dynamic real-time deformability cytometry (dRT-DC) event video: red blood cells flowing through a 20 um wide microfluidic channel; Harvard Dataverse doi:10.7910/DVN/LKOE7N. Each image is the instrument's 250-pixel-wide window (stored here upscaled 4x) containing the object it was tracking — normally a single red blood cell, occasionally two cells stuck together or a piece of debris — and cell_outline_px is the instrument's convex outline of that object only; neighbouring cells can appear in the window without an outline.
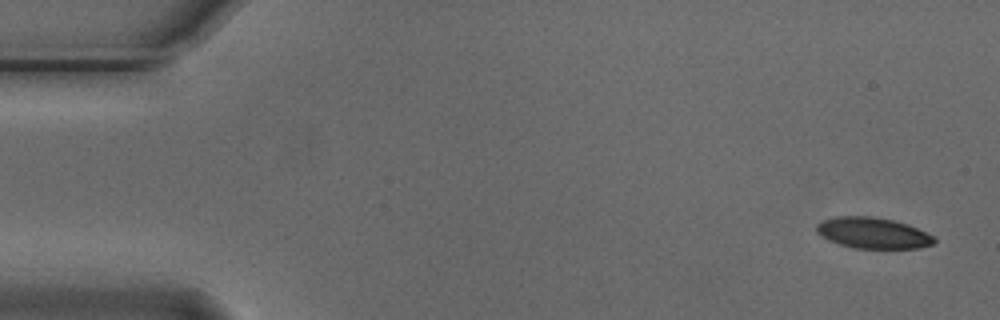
{"species": "Egyptian fruit bat (a non-hibernating species)", "species_latin": "Rousettus aegyptiacus", "temperature_condition": "cold", "stored_images_in_passage": 4, "camera_frame_rate_fps": 3000, "um_per_image_px": 0.085, "animal": {"sex": "male"}, "frame": {"image": 1, "passage_image": 1, "time_ms": 0.0, "image_size_px": [1000, 320], "cell_outline_px": [[936, 240], [932, 244], [920, 248], [852, 248], [828, 240], [820, 236], [816, 232], [816, 224], [824, 220], [836, 216], [872, 216], [892, 220], [908, 224], [936, 236]], "centroid_in_image_um": [74.2, 19.8], "position_along_channel_um": 10.8, "area_um2": 21.39}}
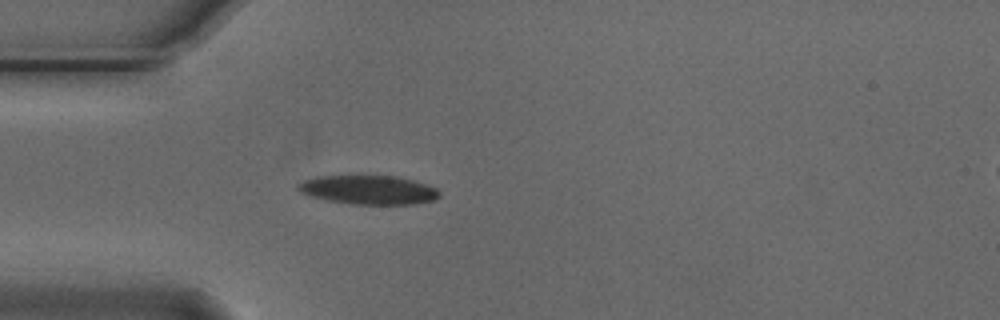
{"frame": {"image": 2, "passage_image": 4, "time_ms": 1.0, "image_size_px": [1000, 320], "cell_outline_px": [[440, 196], [436, 200], [416, 204], [352, 204], [328, 200], [312, 196], [300, 192], [296, 188], [296, 184], [304, 180], [316, 176], [396, 176], [428, 184], [436, 188], [440, 192]], "centroid_in_image_um": [31.35, 16.14], "position_along_channel_um": 53.6, "area_um2": 23.93}}